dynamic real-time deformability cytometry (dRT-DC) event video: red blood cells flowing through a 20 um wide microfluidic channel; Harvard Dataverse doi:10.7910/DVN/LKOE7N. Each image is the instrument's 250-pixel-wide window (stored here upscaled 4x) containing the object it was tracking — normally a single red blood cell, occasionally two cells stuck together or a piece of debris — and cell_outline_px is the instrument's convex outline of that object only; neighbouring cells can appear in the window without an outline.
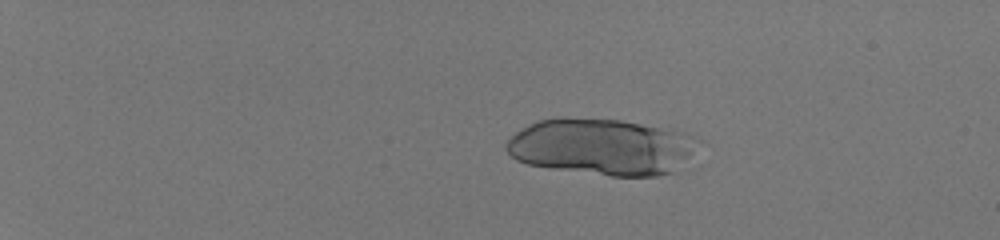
{"species": "human", "species_latin": "Homo sapiens", "temperature_condition": "room temperature", "stored_images_in_passage": 27, "camera_frame_rate_fps": 3000, "um_per_image_px": 0.085, "donor": {"sex": "male"}, "frame": {"image": 1, "passage_image": 14, "time_ms": 4.333, "image_size_px": [1000, 240], "cell_outline_px": [[700, 140], [672, 172], [656, 176], [612, 176], [552, 168], [528, 164], [516, 160], [504, 148], [504, 144], [516, 132], [540, 120], [556, 116], [560, 116], [620, 120], [684, 132]], "centroid_in_image_um": [51.06, 12.46], "position_along_channel_um": 33.9, "area_um2": 62.42}}